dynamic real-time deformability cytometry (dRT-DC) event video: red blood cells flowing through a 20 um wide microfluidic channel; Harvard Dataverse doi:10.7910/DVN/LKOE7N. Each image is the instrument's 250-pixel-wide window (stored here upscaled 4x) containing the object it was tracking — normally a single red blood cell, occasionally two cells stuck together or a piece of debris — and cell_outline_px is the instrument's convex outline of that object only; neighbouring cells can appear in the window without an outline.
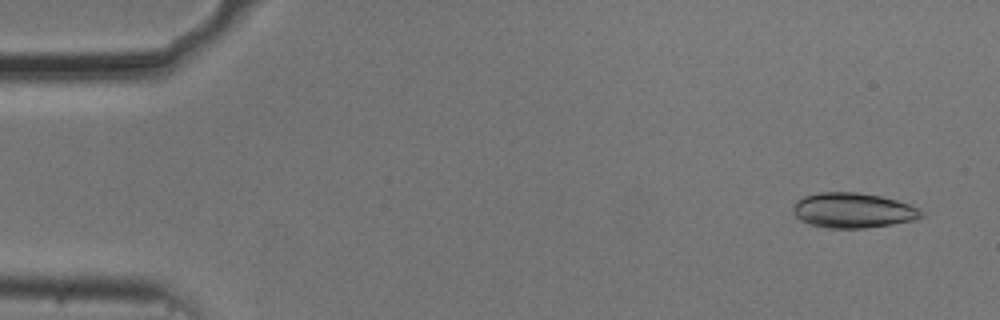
{"species": "common noctule bat (a hibernating species)", "species_latin": "Nyctalus noctula", "temperature_condition": "cold", "stored_images_in_passage": 53, "camera_frame_rate_fps": 3000, "um_per_image_px": 0.085, "animal": {"sex": "male", "body_mass_g": 20.5, "forearm_length_mm": 52.5}, "frame": {"image": 1, "passage_image": 3, "time_ms": 0.667, "image_size_px": [1000, 320], "cell_outline_px": [[924, 216], [916, 220], [868, 228], [828, 228], [808, 224], [800, 220], [792, 212], [792, 208], [796, 200], [804, 196], [820, 192], [856, 192], [880, 196], [896, 200], [920, 208], [924, 212]], "centroid_in_image_um": [72.51, 17.89], "position_along_channel_um": 12.5, "area_um2": 26.47}}
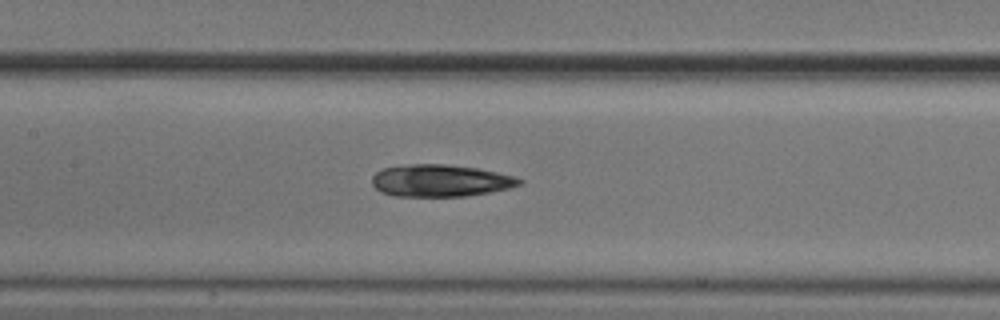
{"frame": {"image": 2, "passage_image": 25, "time_ms": 8.0, "image_size_px": [1000, 320], "cell_outline_px": [[524, 180], [520, 184], [512, 188], [468, 196], [396, 196], [380, 192], [372, 184], [372, 176], [376, 172], [384, 168], [408, 164], [444, 164], [476, 168], [516, 176]], "centroid_in_image_um": [37.45, 15.36], "position_along_channel_um": 169.9, "area_um2": 27.63}}
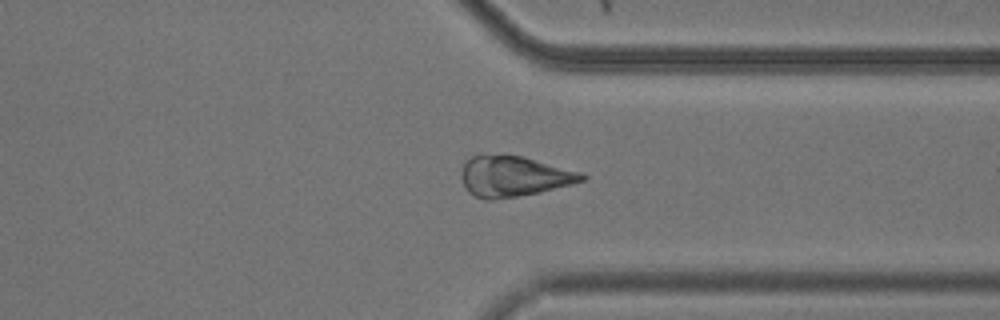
{"frame": {"image": 3, "passage_image": 41, "time_ms": 13.333, "image_size_px": [1000, 320], "cell_outline_px": [[588, 176], [584, 180], [572, 184], [540, 192], [492, 200], [484, 200], [468, 192], [464, 188], [460, 176], [460, 172], [464, 164], [472, 156], [520, 156], [580, 172]], "centroid_in_image_um": [43.64, 15.02], "position_along_channel_um": 367.8, "area_um2": 27.98}, "authors_computed_cell_mechanics": {"area_um2": 27.6862, "velocity_mm_per_s": 3.7346, "shape_relaxation_time_tau1_ms": 5.5789, "shape_relaxation_time_tau2_ms": 3.078, "deformation_change_tau1": 0.1498, "deformation_change_tau2": 0.0796}}